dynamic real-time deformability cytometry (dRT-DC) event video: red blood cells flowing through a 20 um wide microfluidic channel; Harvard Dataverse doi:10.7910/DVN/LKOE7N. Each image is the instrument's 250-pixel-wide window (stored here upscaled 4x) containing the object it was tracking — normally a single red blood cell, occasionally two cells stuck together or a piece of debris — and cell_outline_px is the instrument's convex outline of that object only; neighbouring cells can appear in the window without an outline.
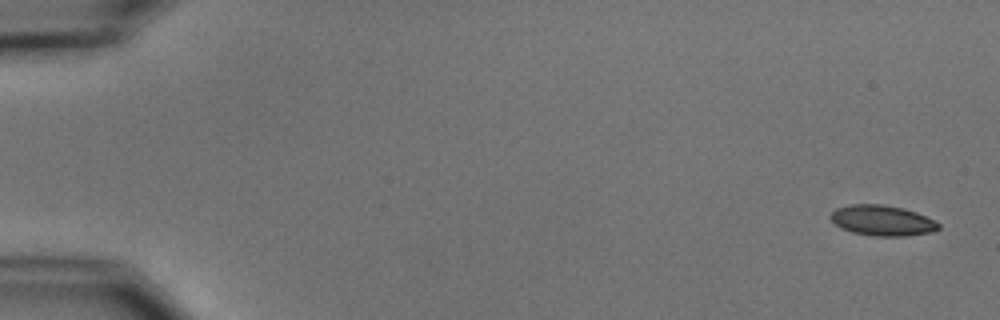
{"species": "common noctule bat (a hibernating species)", "species_latin": "Nyctalus noctula", "temperature_condition": "cold", "stored_images_in_passage": 5, "camera_frame_rate_fps": 3000, "um_per_image_px": 0.085, "animal": {"sex": "male", "body_mass_g": 15.6}, "frame": {"image": 1, "passage_image": 1, "time_ms": 0.0, "image_size_px": [1000, 320], "cell_outline_px": [[940, 228], [932, 232], [908, 236], [876, 236], [852, 232], [840, 228], [828, 216], [836, 208], [852, 204], [880, 204], [904, 208], [916, 212], [940, 224]], "centroid_in_image_um": [74.98, 18.74], "position_along_channel_um": 10.0, "area_um2": 19.13}}
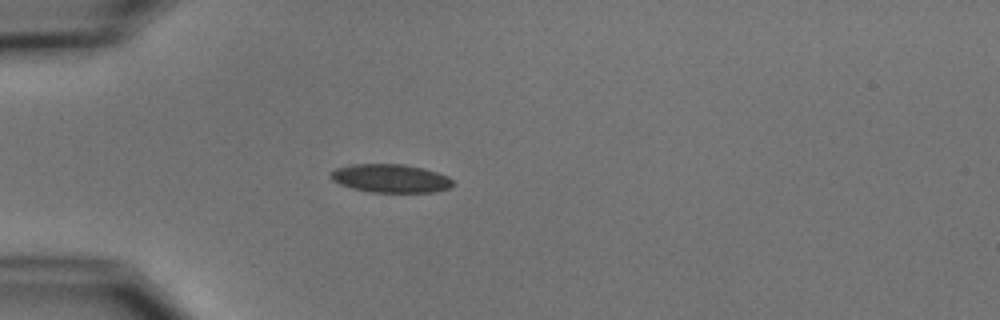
{"frame": {"image": 2, "passage_image": 5, "time_ms": 4.667, "image_size_px": [1000, 320], "cell_outline_px": [[452, 188], [436, 192], [372, 192], [352, 188], [340, 184], [332, 180], [328, 176], [328, 172], [336, 168], [348, 164], [404, 164], [424, 168], [448, 176], [452, 180]], "centroid_in_image_um": [33.17, 15.15], "position_along_channel_um": 51.8, "area_um2": 20.46}}